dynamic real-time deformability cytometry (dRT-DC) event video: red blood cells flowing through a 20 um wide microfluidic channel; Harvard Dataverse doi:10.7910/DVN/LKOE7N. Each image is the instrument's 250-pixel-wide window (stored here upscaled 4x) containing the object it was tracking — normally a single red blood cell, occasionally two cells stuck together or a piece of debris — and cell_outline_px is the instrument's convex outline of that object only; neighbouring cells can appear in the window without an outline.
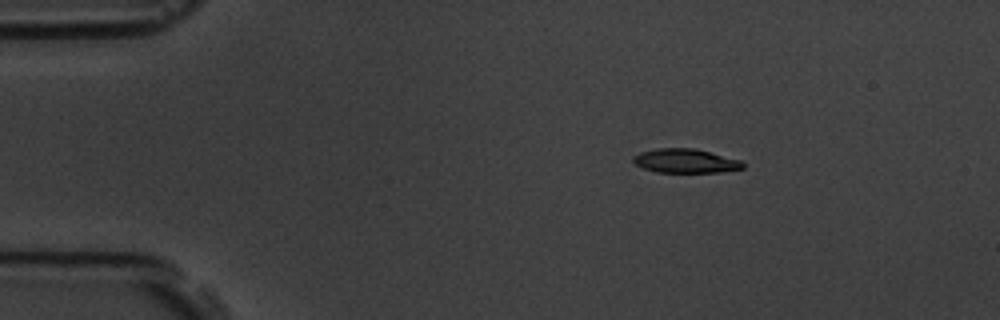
{"species": "common noctule bat (a hibernating species)", "species_latin": "Nyctalus noctula", "temperature_condition": "room temperature", "stored_images_in_passage": 4, "camera_frame_rate_fps": 3000, "um_per_image_px": 0.085, "animal": {"sex": "male", "body_mass_g": 19.5, "forearm_length_mm": 54.6}, "frame": {"image": 1, "passage_image": 2, "time_ms": 1.333, "image_size_px": [1000, 320], "cell_outline_px": [[744, 168], [720, 172], [656, 172], [644, 168], [636, 164], [632, 160], [632, 156], [640, 152], [656, 148], [692, 148], [740, 160], [744, 164]], "centroid_in_image_um": [58.22, 13.68], "position_along_channel_um": 26.8, "area_um2": 15.2}}